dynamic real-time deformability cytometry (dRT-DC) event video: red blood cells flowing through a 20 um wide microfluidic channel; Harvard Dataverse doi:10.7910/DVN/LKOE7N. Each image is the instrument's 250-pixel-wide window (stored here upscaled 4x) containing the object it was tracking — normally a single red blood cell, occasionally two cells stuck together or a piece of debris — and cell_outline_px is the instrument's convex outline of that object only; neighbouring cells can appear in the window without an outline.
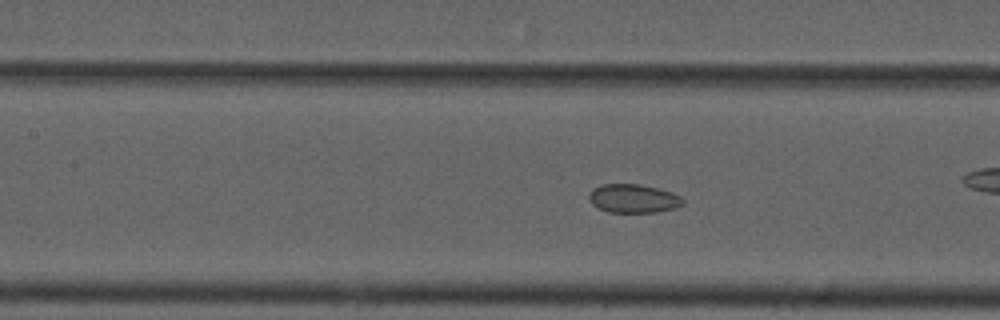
{"species": "common noctule bat (a hibernating species)", "species_latin": "Nyctalus noctula", "temperature_condition": "cold", "stored_images_in_passage": 41, "camera_frame_rate_fps": 3000, "um_per_image_px": 0.085, "animal": {"sex": "male", "forearm_length_mm": 52.5}, "frame": {"image": 1, "passage_image": 12, "time_ms": 3.667, "image_size_px": [1000, 320], "cell_outline_px": [[684, 204], [672, 208], [656, 212], [608, 212], [592, 204], [588, 196], [592, 188], [600, 184], [640, 184], [672, 192], [680, 196], [684, 200]], "centroid_in_image_um": [53.81, 16.86], "position_along_channel_um": 153.6, "area_um2": 15.61}}